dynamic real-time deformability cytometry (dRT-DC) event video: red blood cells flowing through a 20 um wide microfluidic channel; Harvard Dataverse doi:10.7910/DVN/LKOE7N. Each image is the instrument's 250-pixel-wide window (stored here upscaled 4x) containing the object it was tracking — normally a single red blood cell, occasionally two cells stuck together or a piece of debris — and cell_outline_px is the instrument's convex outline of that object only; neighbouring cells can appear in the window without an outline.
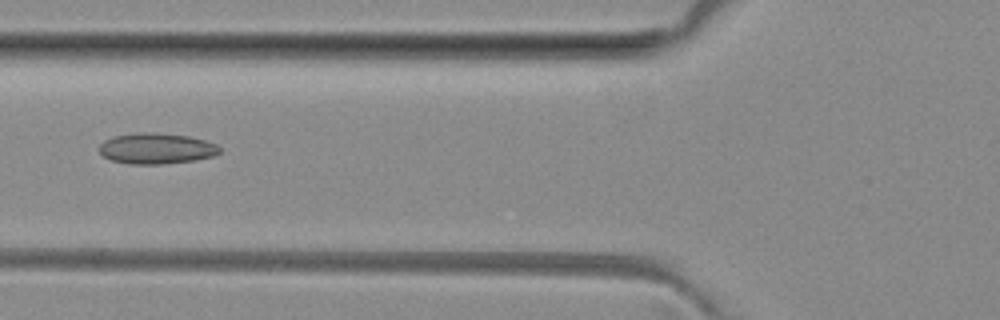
{"species": "common noctule bat (a hibernating species)", "species_latin": "Nyctalus noctula", "temperature_condition": "room temperature", "stored_images_in_passage": 3, "camera_frame_rate_fps": 3000, "um_per_image_px": 0.085, "animal": {"sex": "female", "body_mass_g": 29.2, "forearm_length_mm": 56.3}, "frame": {"image": 1, "passage_image": 3, "time_ms": 2.333, "image_size_px": [1000, 320], "cell_outline_px": [[220, 152], [212, 156], [196, 160], [160, 164], [128, 164], [112, 160], [104, 156], [100, 152], [100, 144], [104, 140], [112, 136], [136, 132], [156, 132], [188, 136], [204, 140], [216, 144], [220, 148]], "centroid_in_image_um": [13.27, 12.61], "position_along_channel_um": 112.5, "area_um2": 21.68}}